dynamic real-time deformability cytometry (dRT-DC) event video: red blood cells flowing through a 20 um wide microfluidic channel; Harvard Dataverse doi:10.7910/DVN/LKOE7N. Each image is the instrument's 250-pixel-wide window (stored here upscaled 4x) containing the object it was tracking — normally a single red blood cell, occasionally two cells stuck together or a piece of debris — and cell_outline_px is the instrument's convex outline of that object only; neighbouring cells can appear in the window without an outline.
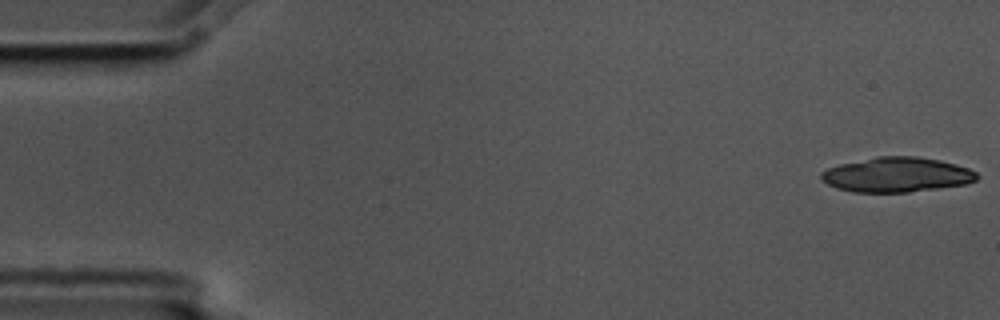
{"species": "common noctule bat (a hibernating species)", "species_latin": "Nyctalus noctula", "temperature_condition": "cold", "stored_images_in_passage": 6, "camera_frame_rate_fps": 3000, "um_per_image_px": 0.085, "animal": {"sex": "male", "body_mass_g": 17.5, "forearm_length_mm": 52.3}, "frame": {"image": 1, "passage_image": 1, "time_ms": 0.0, "image_size_px": [1000, 320], "cell_outline_px": [[980, 176], [976, 180], [968, 184], [908, 192], [852, 192], [836, 188], [820, 180], [820, 172], [828, 168], [840, 164], [876, 156], [916, 156], [940, 160], [956, 164], [968, 168], [976, 172]], "centroid_in_image_um": [76.22, 14.85], "position_along_channel_um": 8.8, "area_um2": 31.79}}